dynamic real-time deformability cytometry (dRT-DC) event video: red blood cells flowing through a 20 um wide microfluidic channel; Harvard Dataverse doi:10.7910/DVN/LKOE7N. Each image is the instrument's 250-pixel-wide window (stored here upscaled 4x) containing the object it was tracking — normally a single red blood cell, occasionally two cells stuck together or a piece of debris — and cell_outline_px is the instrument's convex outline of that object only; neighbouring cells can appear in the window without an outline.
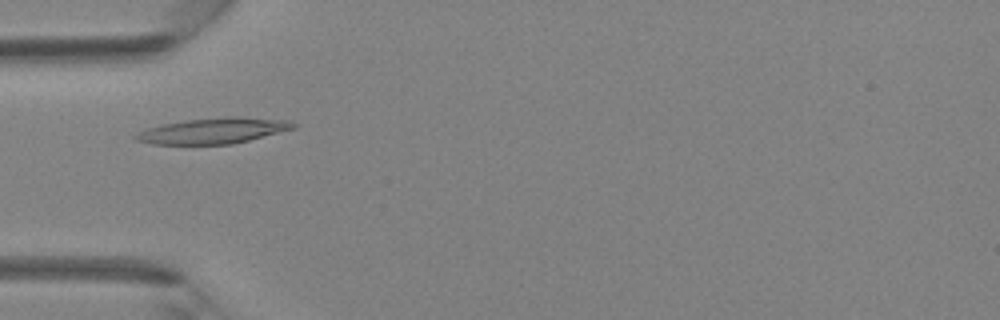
{"species": "Egyptian fruit bat (a non-hibernating species)", "species_latin": "Rousettus aegyptiacus", "temperature_condition": "room temperature", "stored_images_in_passage": 35, "camera_frame_rate_fps": 3000, "um_per_image_px": 0.085, "animal": {"sex": "female"}, "frame": {"image": 1, "passage_image": 11, "time_ms": 3.333, "image_size_px": [1000, 320], "cell_outline_px": [[296, 128], [232, 144], [152, 144], [136, 140], [132, 136], [136, 132], [160, 124], [188, 120], [228, 116], [240, 116], [288, 120], [296, 124]], "centroid_in_image_um": [18.11, 11.1], "position_along_channel_um": 66.9, "area_um2": 23.64}}
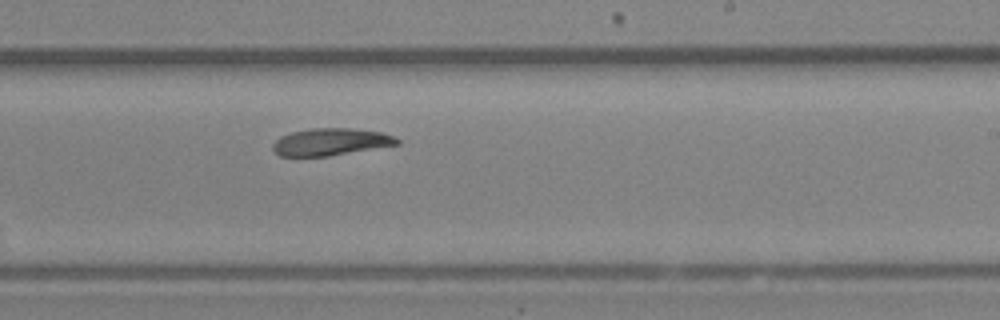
{"frame": {"image": 2, "passage_image": 23, "time_ms": 7.333, "image_size_px": [1000, 320], "cell_outline_px": [[400, 144], [328, 156], [280, 156], [272, 148], [272, 144], [280, 136], [292, 132], [312, 128], [348, 128], [380, 132], [392, 136], [400, 140]], "centroid_in_image_um": [28.09, 12.06], "position_along_channel_um": 260.9, "area_um2": 19.48}}
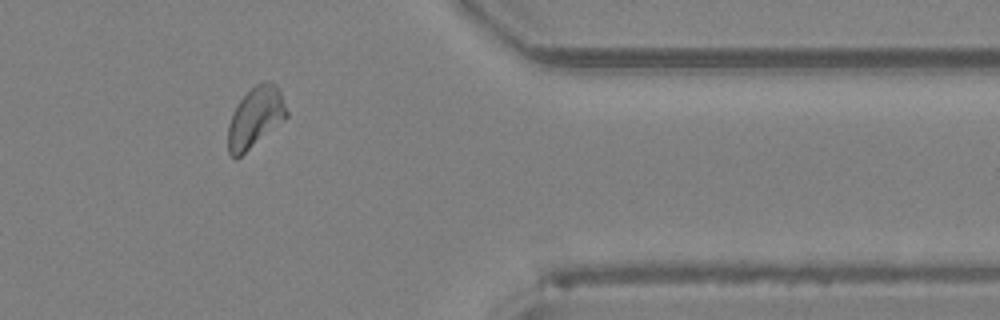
{"frame": {"image": 3, "passage_image": 32, "time_ms": 10.333, "image_size_px": [1000, 320], "cell_outline_px": [[288, 116], [284, 120], [236, 160], [228, 152], [228, 124], [232, 112], [240, 100], [256, 84], [264, 80], [272, 80], [276, 84], [280, 92], [288, 112]], "centroid_in_image_um": [21.7, 9.97], "position_along_channel_um": 389.7, "area_um2": 20.63}}